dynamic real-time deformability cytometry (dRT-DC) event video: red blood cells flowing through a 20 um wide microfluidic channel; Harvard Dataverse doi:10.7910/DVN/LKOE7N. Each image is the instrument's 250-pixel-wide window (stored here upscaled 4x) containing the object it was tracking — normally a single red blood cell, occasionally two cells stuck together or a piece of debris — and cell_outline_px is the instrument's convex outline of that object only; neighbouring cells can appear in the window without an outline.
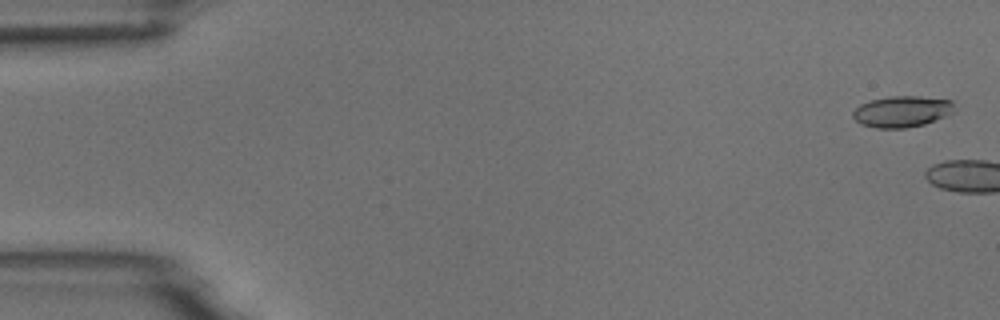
{"species": "common noctule bat (a hibernating species)", "species_latin": "Nyctalus noctula", "temperature_condition": "room temperature", "stored_images_in_passage": 2, "camera_frame_rate_fps": 3000, "um_per_image_px": 0.085, "animal": {"sex": "male", "body_mass_g": 18.8}, "frame": {"image": 1, "passage_image": 1, "time_ms": 0.0, "image_size_px": [1000, 320], "cell_outline_px": [[952, 112], [944, 116], [924, 124], [904, 128], [876, 128], [860, 124], [852, 116], [852, 112], [860, 104], [872, 100], [888, 96], [920, 96], [952, 100]], "centroid_in_image_um": [76.61, 9.47], "position_along_channel_um": 8.4, "area_um2": 18.26}}